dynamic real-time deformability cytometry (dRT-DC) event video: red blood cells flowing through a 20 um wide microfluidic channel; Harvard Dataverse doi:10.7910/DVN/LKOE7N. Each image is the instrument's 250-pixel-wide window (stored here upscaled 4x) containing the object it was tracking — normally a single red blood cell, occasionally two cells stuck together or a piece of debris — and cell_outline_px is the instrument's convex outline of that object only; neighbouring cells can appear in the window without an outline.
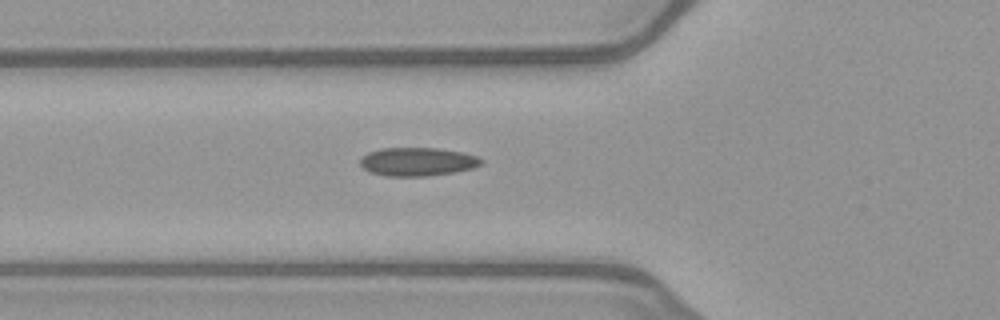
{"species": "common noctule bat (a hibernating species)", "species_latin": "Nyctalus noctula", "temperature_condition": "warm", "stored_images_in_passage": 35, "camera_frame_rate_fps": 3000, "um_per_image_px": 0.085, "animal": {"sex": "female", "body_mass_g": 21.9}, "frame": {"image": 1, "passage_image": 2, "time_ms": 0.333, "image_size_px": [1000, 320], "cell_outline_px": [[484, 160], [480, 164], [472, 168], [456, 172], [428, 176], [384, 176], [368, 172], [360, 164], [360, 160], [368, 152], [380, 148], [440, 148], [460, 152], [476, 156]], "centroid_in_image_um": [35.46, 13.75], "position_along_channel_um": 90.3, "area_um2": 20.11}}
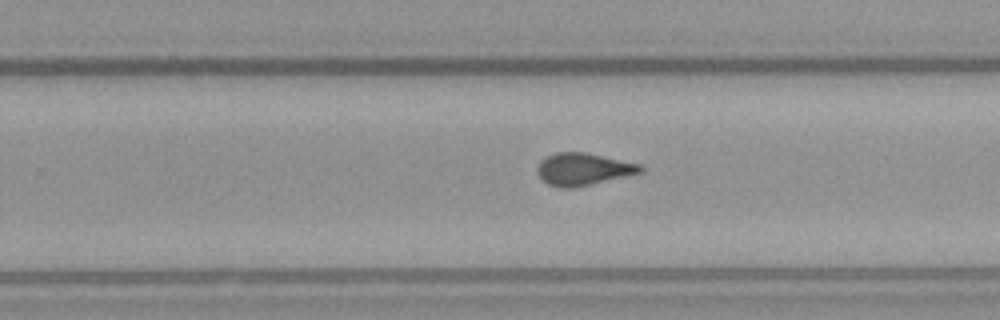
{"frame": {"image": 2, "passage_image": 16, "time_ms": 5.0, "image_size_px": [1000, 320], "cell_outline_px": [[644, 172], [572, 188], [560, 188], [548, 184], [536, 172], [536, 168], [540, 160], [556, 152], [584, 152], [640, 164], [644, 168]], "centroid_in_image_um": [49.56, 14.38], "position_along_channel_um": 280.2, "area_um2": 19.25}}
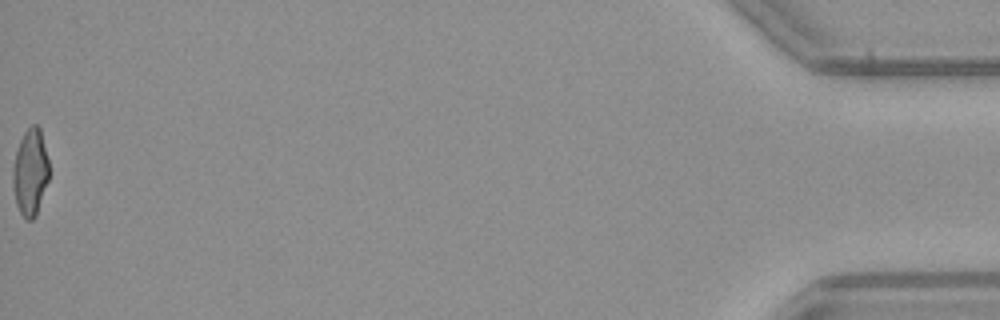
{"frame": {"image": 3, "passage_image": 35, "time_ms": 11.333, "image_size_px": [1000, 320], "cell_outline_px": [[48, 180], [36, 216], [32, 220], [28, 220], [20, 212], [16, 204], [12, 184], [12, 172], [16, 152], [20, 140], [24, 132], [32, 124], [36, 124], [40, 128], [48, 160]], "centroid_in_image_um": [2.56, 14.64], "position_along_channel_um": 432.6, "area_um2": 18.15}}